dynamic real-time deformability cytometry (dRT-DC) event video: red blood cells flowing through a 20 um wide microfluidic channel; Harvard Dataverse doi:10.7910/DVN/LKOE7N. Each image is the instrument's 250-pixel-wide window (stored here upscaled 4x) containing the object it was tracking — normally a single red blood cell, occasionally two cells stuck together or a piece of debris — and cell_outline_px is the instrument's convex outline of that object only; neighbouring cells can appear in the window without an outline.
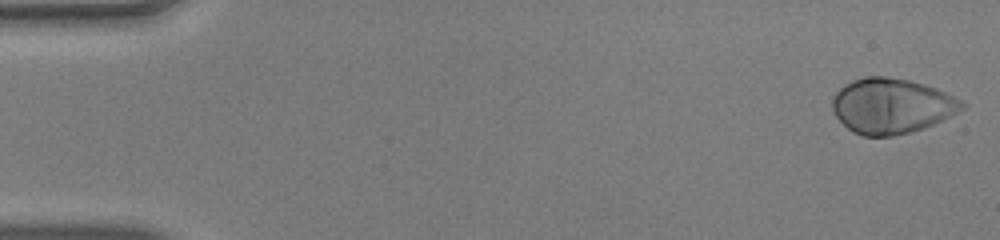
{"species": "human", "species_latin": "Homo sapiens", "temperature_condition": "warm", "stored_images_in_passage": 50, "camera_frame_rate_fps": 3000, "um_per_image_px": 0.085, "donor": {"sex": "male"}, "frame": {"image": 1, "passage_image": 1, "time_ms": 0.0, "image_size_px": [1000, 240], "cell_outline_px": [[968, 104], [964, 108], [932, 124], [908, 132], [892, 136], [864, 136], [852, 132], [832, 112], [832, 96], [844, 84], [852, 80], [864, 76], [888, 76], [908, 80], [924, 84], [936, 88]], "centroid_in_image_um": [75.73, 8.98], "position_along_channel_um": 9.3, "area_um2": 41.44}}
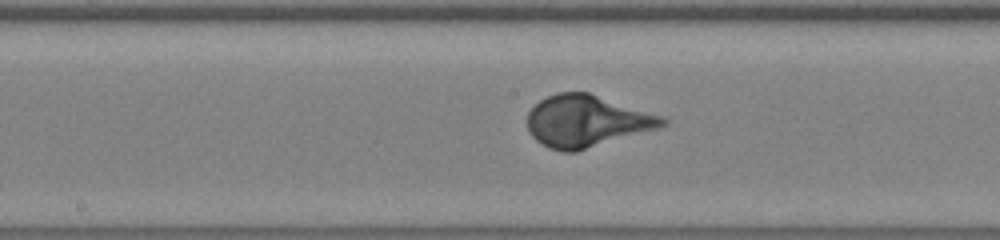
{"frame": {"image": 2, "passage_image": 26, "time_ms": 8.333, "image_size_px": [1000, 240], "cell_outline_px": [[668, 124], [660, 128], [576, 152], [564, 152], [548, 148], [536, 140], [528, 132], [528, 112], [540, 100], [556, 92], [588, 92], [664, 116], [668, 120]], "centroid_in_image_um": [49.89, 10.3], "position_along_channel_um": 198.3, "area_um2": 41.04}}
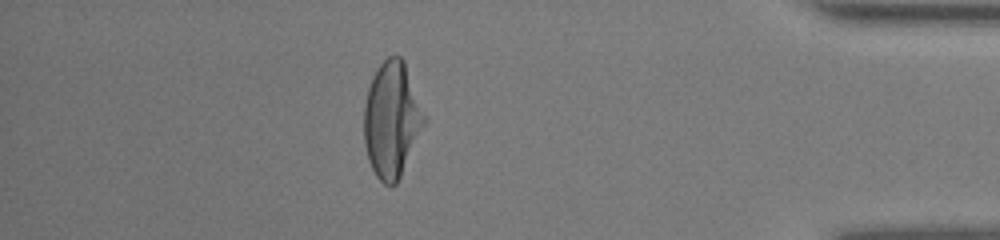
{"frame": {"image": 3, "passage_image": 44, "time_ms": 14.333, "image_size_px": [1000, 240], "cell_outline_px": [[428, 120], [396, 184], [392, 188], [384, 184], [376, 176], [368, 160], [364, 144], [364, 104], [368, 88], [372, 76], [376, 68], [388, 56], [400, 56], [404, 60]], "centroid_in_image_um": [33.31, 10.17], "position_along_channel_um": 401.9, "area_um2": 41.04}}